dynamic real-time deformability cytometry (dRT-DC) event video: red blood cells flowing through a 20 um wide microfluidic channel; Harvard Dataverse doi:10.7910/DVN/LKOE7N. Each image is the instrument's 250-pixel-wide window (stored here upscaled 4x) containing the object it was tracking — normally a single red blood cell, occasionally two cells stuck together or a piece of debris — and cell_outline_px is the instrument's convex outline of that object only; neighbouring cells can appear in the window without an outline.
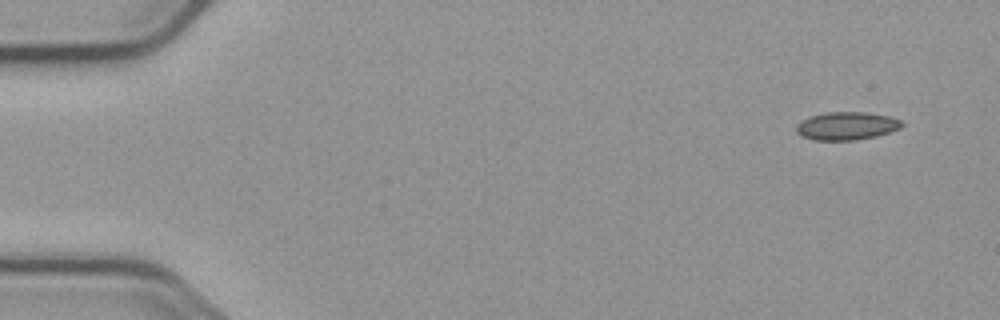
{"species": "common noctule bat (a hibernating species)", "species_latin": "Nyctalus noctula", "temperature_condition": "cold", "stored_images_in_passage": 3, "camera_frame_rate_fps": 3000, "um_per_image_px": 0.085, "animal": {"sex": "male", "body_mass_g": 23.1, "forearm_length_mm": 52.7}, "frame": {"image": 1, "passage_image": 3, "time_ms": 2.667, "image_size_px": [1000, 320], "cell_outline_px": [[904, 124], [900, 128], [876, 136], [856, 140], [812, 140], [796, 132], [796, 124], [800, 120], [808, 116], [824, 112], [868, 112], [892, 116], [900, 120]], "centroid_in_image_um": [71.94, 10.69], "position_along_channel_um": 13.1, "area_um2": 17.46}}